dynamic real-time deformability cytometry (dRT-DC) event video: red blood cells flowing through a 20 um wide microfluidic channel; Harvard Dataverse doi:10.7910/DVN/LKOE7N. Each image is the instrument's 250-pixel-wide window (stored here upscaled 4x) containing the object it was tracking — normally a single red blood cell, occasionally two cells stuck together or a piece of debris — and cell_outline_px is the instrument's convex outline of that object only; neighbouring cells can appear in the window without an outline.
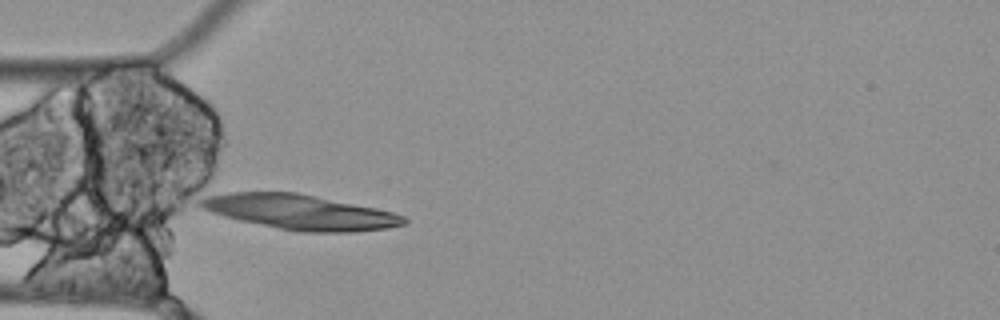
{"species": "Egyptian fruit bat (a non-hibernating species)", "species_latin": "Rousettus aegyptiacus", "temperature_condition": "cold", "stored_images_in_passage": 36, "camera_frame_rate_fps": 3000, "um_per_image_px": 0.085, "animal": {"sex": "female"}, "frame": {"image": 1, "passage_image": 1, "time_ms": 0.0, "image_size_px": [1000, 320], "cell_outline_px": [[408, 220], [404, 224], [388, 228], [352, 232], [296, 232], [240, 220], [224, 216], [200, 208], [196, 204], [200, 200], [208, 196], [232, 192], [296, 192], [376, 208], [392, 212], [404, 216]], "centroid_in_image_um": [25.5, 18.03], "position_along_channel_um": 59.5, "area_um2": 41.15}}
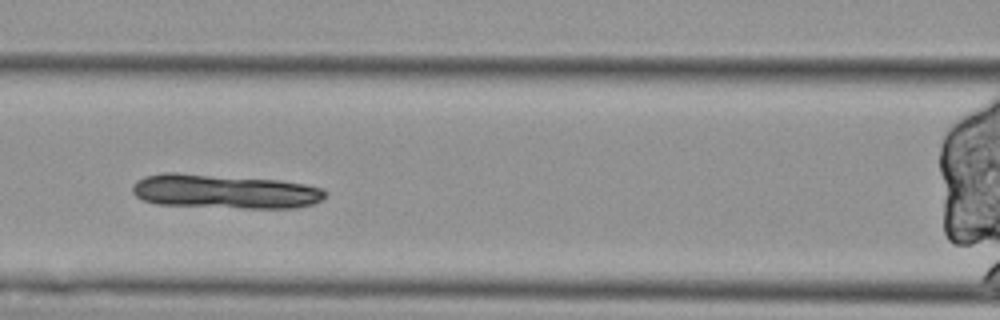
{"frame": {"image": 2, "passage_image": 8, "time_ms": 2.333, "image_size_px": [1000, 320], "cell_outline_px": [[328, 196], [312, 204], [296, 208], [244, 208], [156, 204], [140, 200], [132, 192], [132, 184], [136, 180], [144, 176], [164, 172], [176, 172], [280, 180], [304, 184], [324, 188], [328, 192]], "centroid_in_image_um": [19.08, 16.27], "position_along_channel_um": 147.5, "area_um2": 38.96}}
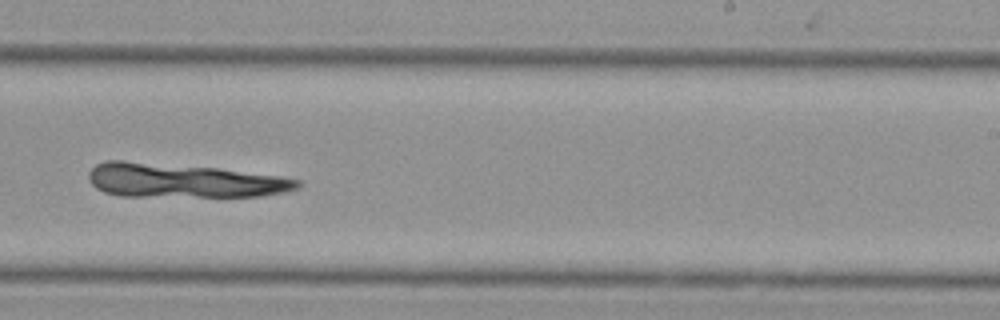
{"frame": {"image": 3, "passage_image": 19, "time_ms": 6.0, "image_size_px": [1000, 320], "cell_outline_px": [[300, 184], [296, 188], [284, 192], [260, 196], [120, 196], [104, 192], [96, 188], [88, 180], [88, 172], [96, 164], [104, 160], [124, 160], [216, 168], [280, 176], [300, 180]], "centroid_in_image_um": [15.52, 15.34], "position_along_channel_um": 273.5, "area_um2": 41.33}}